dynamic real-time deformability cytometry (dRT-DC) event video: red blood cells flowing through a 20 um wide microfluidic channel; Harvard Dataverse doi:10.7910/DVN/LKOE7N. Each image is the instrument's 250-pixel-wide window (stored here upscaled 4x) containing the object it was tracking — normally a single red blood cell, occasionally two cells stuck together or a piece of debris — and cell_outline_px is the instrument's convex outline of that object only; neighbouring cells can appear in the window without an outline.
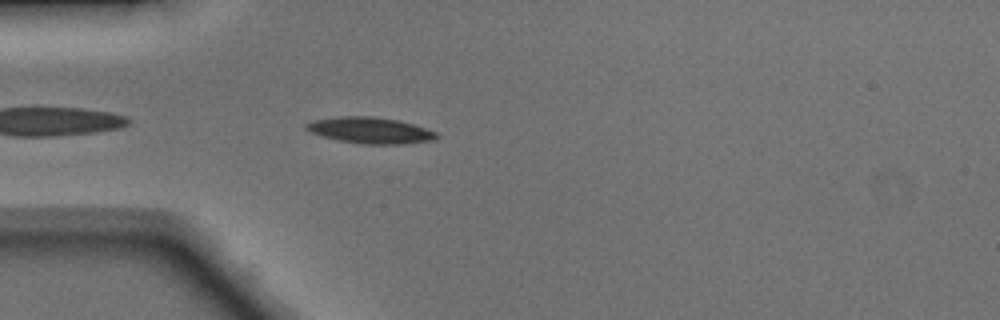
{"species": "Egyptian fruit bat (a non-hibernating species)", "species_latin": "Rousettus aegyptiacus", "temperature_condition": "warm", "stored_images_in_passage": 23, "camera_frame_rate_fps": 3000, "um_per_image_px": 0.085, "animal": {"sex": "male"}, "frame": {"image": 1, "passage_image": 2, "time_ms": 0.333, "image_size_px": [1000, 320], "cell_outline_px": [[440, 136], [436, 140], [400, 144], [364, 144], [340, 140], [324, 136], [312, 132], [304, 128], [304, 124], [316, 120], [340, 116], [376, 116], [396, 120], [412, 124], [436, 132]], "centroid_in_image_um": [31.5, 11.08], "position_along_channel_um": 53.5, "area_um2": 19.65}}
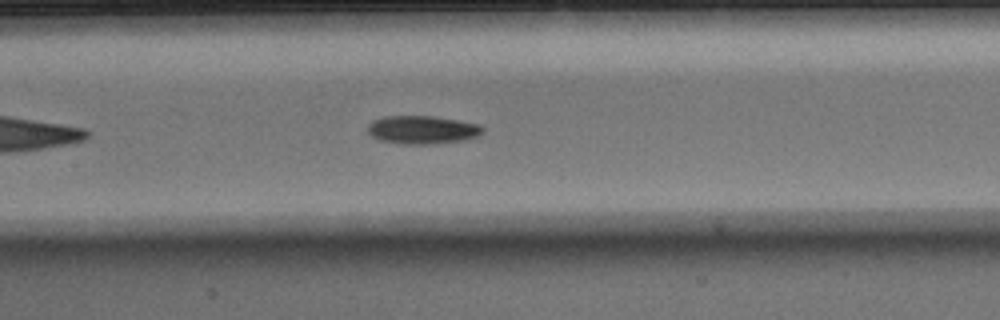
{"frame": {"image": 2, "passage_image": 11, "time_ms": 3.333, "image_size_px": [1000, 320], "cell_outline_px": [[484, 132], [468, 140], [436, 144], [400, 144], [380, 140], [372, 136], [368, 132], [368, 124], [372, 120], [384, 116], [432, 116], [480, 124], [484, 128]], "centroid_in_image_um": [35.91, 11.04], "position_along_channel_um": 171.5, "area_um2": 19.13}}
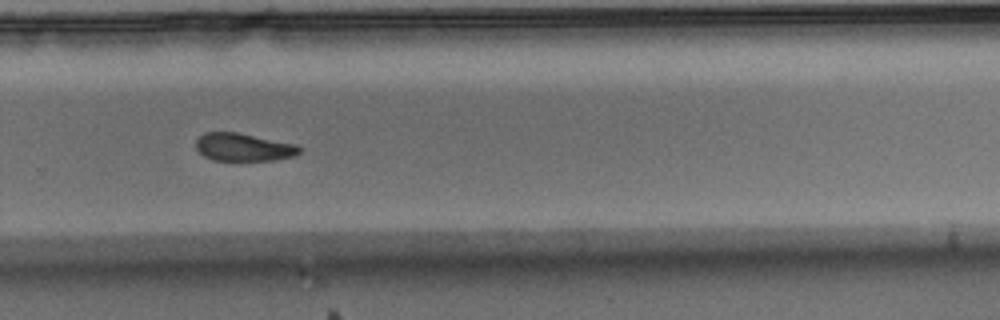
{"frame": {"image": 3, "passage_image": 21, "time_ms": 6.667, "image_size_px": [1000, 320], "cell_outline_px": [[300, 152], [296, 156], [276, 160], [212, 160], [204, 156], [196, 148], [196, 140], [204, 132], [236, 132], [296, 144], [300, 148]], "centroid_in_image_um": [20.7, 12.51], "position_along_channel_um": 309.1, "area_um2": 16.76}}